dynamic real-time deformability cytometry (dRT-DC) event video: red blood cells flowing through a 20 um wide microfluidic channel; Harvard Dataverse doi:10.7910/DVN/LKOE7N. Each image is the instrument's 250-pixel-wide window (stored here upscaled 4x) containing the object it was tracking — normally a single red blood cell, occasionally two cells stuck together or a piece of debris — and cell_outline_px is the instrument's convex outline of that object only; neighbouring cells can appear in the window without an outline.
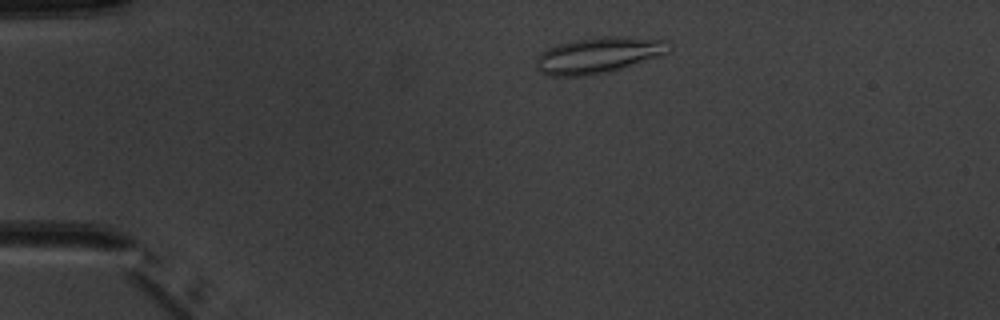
{"species": "common noctule bat (a hibernating species)", "species_latin": "Nyctalus noctula", "temperature_condition": "warm", "stored_images_in_passage": 4, "camera_frame_rate_fps": 3000, "um_per_image_px": 0.085, "animal": {"sex": "male", "body_mass_g": 20.1, "forearm_length_mm": 53.5}, "frame": {"image": 1, "passage_image": 2, "time_ms": 1.0, "image_size_px": [1000, 320], "cell_outline_px": [[672, 44], [668, 52], [660, 56], [612, 72], [588, 76], [552, 76], [540, 72], [536, 68], [536, 60], [540, 52], [556, 44], [576, 40], [600, 36], [620, 36], [668, 40]], "centroid_in_image_um": [50.89, 4.7], "position_along_channel_um": 34.1, "area_um2": 28.32}}
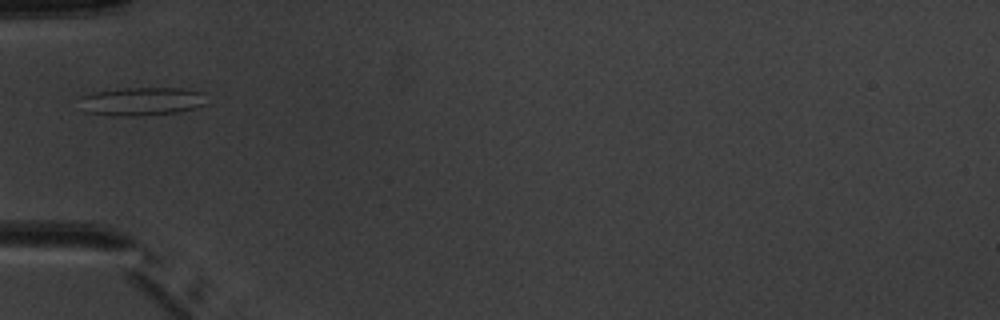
{"frame": {"image": 2, "passage_image": 4, "time_ms": 3.333, "image_size_px": [1000, 320], "cell_outline_px": [[208, 104], [176, 112], [136, 116], [112, 116], [84, 112], [80, 96], [92, 92], [124, 88], [180, 88], [204, 92]], "centroid_in_image_um": [12.04, 8.61], "position_along_channel_um": 73.0, "area_um2": 21.1}}